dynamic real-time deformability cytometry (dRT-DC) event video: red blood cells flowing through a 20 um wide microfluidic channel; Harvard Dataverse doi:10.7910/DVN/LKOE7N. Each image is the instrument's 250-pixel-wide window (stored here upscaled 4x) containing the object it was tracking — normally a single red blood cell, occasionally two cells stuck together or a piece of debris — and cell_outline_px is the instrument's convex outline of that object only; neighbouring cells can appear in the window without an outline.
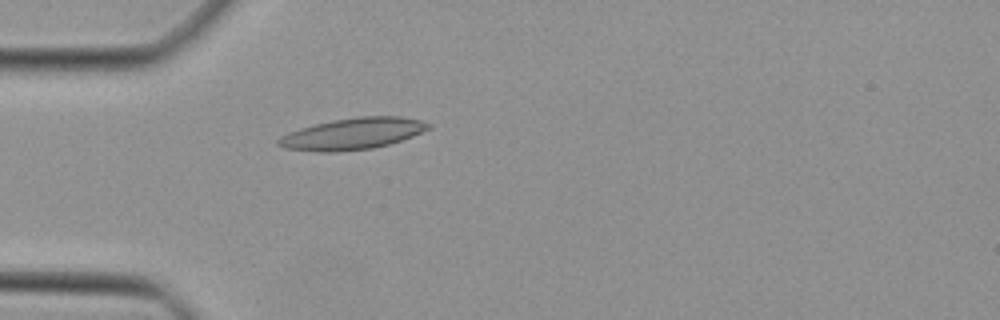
{"species": "Egyptian fruit bat (a non-hibernating species)", "species_latin": "Rousettus aegyptiacus", "temperature_condition": "cold", "stored_images_in_passage": 47, "camera_frame_rate_fps": 3000, "um_per_image_px": 0.085, "animal": {"sex": "female"}, "frame": {"image": 1, "passage_image": 14, "time_ms": 4.333, "image_size_px": [1000, 320], "cell_outline_px": [[432, 128], [412, 136], [388, 144], [372, 148], [336, 152], [316, 152], [284, 148], [276, 144], [276, 140], [280, 136], [288, 132], [300, 128], [332, 120], [356, 116], [400, 116], [420, 120], [432, 124]], "centroid_in_image_um": [29.95, 11.36], "position_along_channel_um": 55.1, "area_um2": 27.69}}
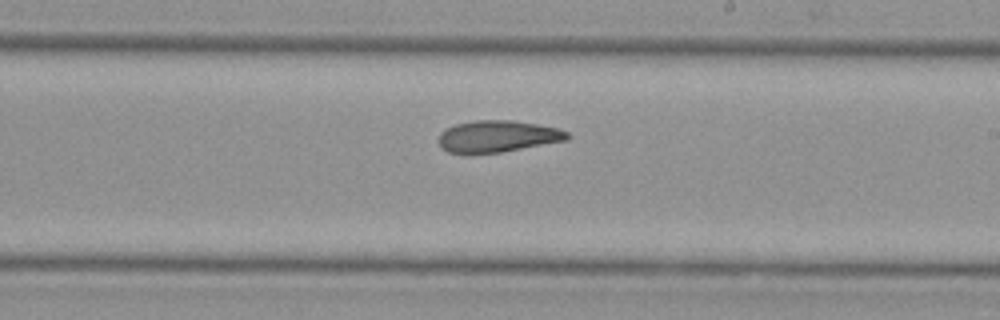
{"frame": {"image": 2, "passage_image": 28, "time_ms": 9.0, "image_size_px": [1000, 320], "cell_outline_px": [[572, 136], [568, 140], [500, 152], [468, 156], [448, 152], [440, 148], [440, 132], [444, 128], [456, 124], [476, 120], [512, 120], [560, 128], [568, 132]], "centroid_in_image_um": [42.27, 11.61], "position_along_channel_um": 246.7, "area_um2": 24.33}}
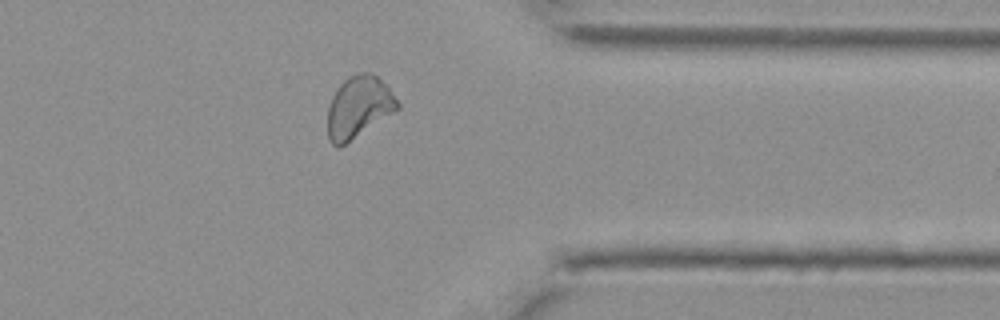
{"frame": {"image": 3, "passage_image": 38, "time_ms": 12.333, "image_size_px": [1000, 320], "cell_outline_px": [[400, 108], [344, 144], [336, 148], [328, 140], [328, 108], [332, 96], [340, 84], [348, 76], [360, 72], [372, 72], [388, 88], [400, 104]], "centroid_in_image_um": [30.46, 9.09], "position_along_channel_um": 380.9, "area_um2": 24.74}}